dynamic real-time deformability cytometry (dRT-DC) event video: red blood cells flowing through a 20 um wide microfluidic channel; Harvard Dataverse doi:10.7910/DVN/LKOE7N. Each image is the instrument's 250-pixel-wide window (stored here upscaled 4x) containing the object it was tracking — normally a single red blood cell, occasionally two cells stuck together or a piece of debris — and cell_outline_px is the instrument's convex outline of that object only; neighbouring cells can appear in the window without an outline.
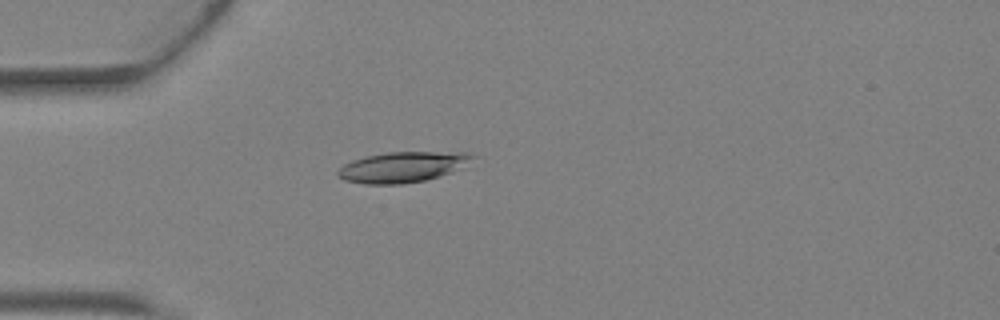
{"species": "Egyptian fruit bat (a non-hibernating species)", "species_latin": "Rousettus aegyptiacus", "temperature_condition": "warm", "stored_images_in_passage": 1, "camera_frame_rate_fps": 3000, "um_per_image_px": 0.085, "animal": {"sex": "female"}, "frame": {"image": 1, "passage_image": 1, "time_ms": 0.0, "image_size_px": [1000, 320], "cell_outline_px": [[476, 156], [448, 172], [424, 180], [400, 184], [364, 184], [344, 180], [336, 176], [336, 172], [344, 164], [352, 160], [364, 156], [388, 152], [468, 152]], "centroid_in_image_um": [34.08, 14.19], "position_along_channel_um": 50.9, "area_um2": 23.47}}